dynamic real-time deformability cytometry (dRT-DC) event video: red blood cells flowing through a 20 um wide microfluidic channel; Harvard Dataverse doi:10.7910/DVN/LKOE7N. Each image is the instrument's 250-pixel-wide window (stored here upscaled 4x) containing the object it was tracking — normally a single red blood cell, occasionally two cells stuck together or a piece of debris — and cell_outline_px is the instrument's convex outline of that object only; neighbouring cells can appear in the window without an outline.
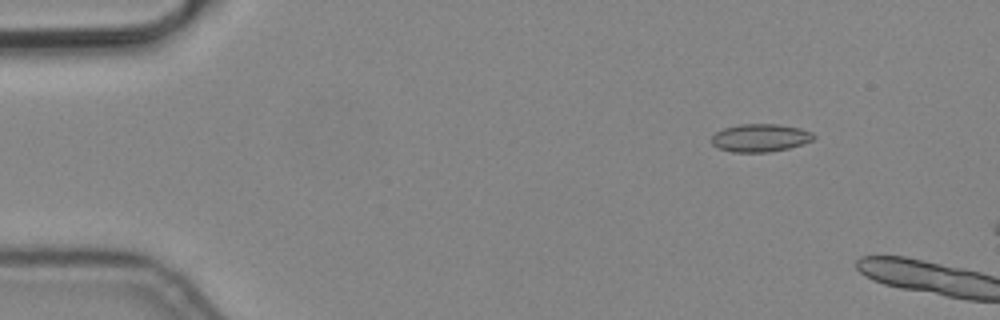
{"species": "common noctule bat (a hibernating species)", "species_latin": "Nyctalus noctula", "temperature_condition": "cold", "stored_images_in_passage": 3, "camera_frame_rate_fps": 3000, "um_per_image_px": 0.085, "animal": {"sex": "male", "body_mass_g": 19.2, "forearm_length_mm": 51.8}, "frame": {"image": 1, "passage_image": 2, "time_ms": 0.333, "image_size_px": [1000, 320], "cell_outline_px": [[816, 136], [812, 140], [788, 148], [768, 152], [732, 152], [720, 148], [712, 144], [712, 136], [716, 132], [724, 128], [740, 124], [780, 124], [800, 128], [812, 132]], "centroid_in_image_um": [64.62, 11.71], "position_along_channel_um": 20.4, "area_um2": 16.47}}